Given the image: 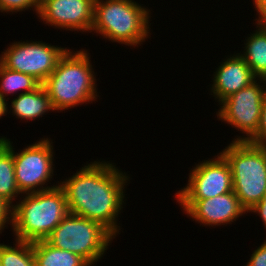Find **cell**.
<instances>
[{
    "label": "cell",
    "instance_id": "1",
    "mask_svg": "<svg viewBox=\"0 0 266 266\" xmlns=\"http://www.w3.org/2000/svg\"><path fill=\"white\" fill-rule=\"evenodd\" d=\"M129 179L114 163L98 160L84 165L59 186L65 192L69 213L98 222L116 237Z\"/></svg>",
    "mask_w": 266,
    "mask_h": 266
},
{
    "label": "cell",
    "instance_id": "2",
    "mask_svg": "<svg viewBox=\"0 0 266 266\" xmlns=\"http://www.w3.org/2000/svg\"><path fill=\"white\" fill-rule=\"evenodd\" d=\"M86 49L67 50L52 74L42 83L55 111L97 101L96 74Z\"/></svg>",
    "mask_w": 266,
    "mask_h": 266
},
{
    "label": "cell",
    "instance_id": "3",
    "mask_svg": "<svg viewBox=\"0 0 266 266\" xmlns=\"http://www.w3.org/2000/svg\"><path fill=\"white\" fill-rule=\"evenodd\" d=\"M20 196L23 197L12 206V232L17 240H45L69 213L60 186Z\"/></svg>",
    "mask_w": 266,
    "mask_h": 266
},
{
    "label": "cell",
    "instance_id": "4",
    "mask_svg": "<svg viewBox=\"0 0 266 266\" xmlns=\"http://www.w3.org/2000/svg\"><path fill=\"white\" fill-rule=\"evenodd\" d=\"M134 0H95L94 31L111 42L137 47L150 36V10Z\"/></svg>",
    "mask_w": 266,
    "mask_h": 266
},
{
    "label": "cell",
    "instance_id": "5",
    "mask_svg": "<svg viewBox=\"0 0 266 266\" xmlns=\"http://www.w3.org/2000/svg\"><path fill=\"white\" fill-rule=\"evenodd\" d=\"M220 154L230 166L233 192L241 206L250 210L266 193V146L231 141Z\"/></svg>",
    "mask_w": 266,
    "mask_h": 266
},
{
    "label": "cell",
    "instance_id": "6",
    "mask_svg": "<svg viewBox=\"0 0 266 266\" xmlns=\"http://www.w3.org/2000/svg\"><path fill=\"white\" fill-rule=\"evenodd\" d=\"M115 237L101 224L68 213L45 239L55 248L84 258L91 266L103 258Z\"/></svg>",
    "mask_w": 266,
    "mask_h": 266
},
{
    "label": "cell",
    "instance_id": "7",
    "mask_svg": "<svg viewBox=\"0 0 266 266\" xmlns=\"http://www.w3.org/2000/svg\"><path fill=\"white\" fill-rule=\"evenodd\" d=\"M0 140L13 152L15 180L21 195L59 186V182L58 185L47 186V182L51 181L54 175L53 154L55 153L51 139L42 138L23 148L19 153L13 150L15 148L10 139L2 136Z\"/></svg>",
    "mask_w": 266,
    "mask_h": 266
},
{
    "label": "cell",
    "instance_id": "8",
    "mask_svg": "<svg viewBox=\"0 0 266 266\" xmlns=\"http://www.w3.org/2000/svg\"><path fill=\"white\" fill-rule=\"evenodd\" d=\"M265 92L266 79L257 78L218 104L220 109L216 112L217 118L245 134L232 141H249L257 133Z\"/></svg>",
    "mask_w": 266,
    "mask_h": 266
},
{
    "label": "cell",
    "instance_id": "9",
    "mask_svg": "<svg viewBox=\"0 0 266 266\" xmlns=\"http://www.w3.org/2000/svg\"><path fill=\"white\" fill-rule=\"evenodd\" d=\"M67 50L43 41H15L2 52L0 63L10 70L32 76L42 84Z\"/></svg>",
    "mask_w": 266,
    "mask_h": 266
},
{
    "label": "cell",
    "instance_id": "10",
    "mask_svg": "<svg viewBox=\"0 0 266 266\" xmlns=\"http://www.w3.org/2000/svg\"><path fill=\"white\" fill-rule=\"evenodd\" d=\"M215 157L190 169L188 183L175 193L177 200L207 199L233 191L228 162L220 153Z\"/></svg>",
    "mask_w": 266,
    "mask_h": 266
},
{
    "label": "cell",
    "instance_id": "11",
    "mask_svg": "<svg viewBox=\"0 0 266 266\" xmlns=\"http://www.w3.org/2000/svg\"><path fill=\"white\" fill-rule=\"evenodd\" d=\"M187 217L204 226L232 224L247 211L241 206L235 193L228 192L213 198L200 200H176Z\"/></svg>",
    "mask_w": 266,
    "mask_h": 266
},
{
    "label": "cell",
    "instance_id": "12",
    "mask_svg": "<svg viewBox=\"0 0 266 266\" xmlns=\"http://www.w3.org/2000/svg\"><path fill=\"white\" fill-rule=\"evenodd\" d=\"M95 0H48L37 17L48 26L91 32Z\"/></svg>",
    "mask_w": 266,
    "mask_h": 266
},
{
    "label": "cell",
    "instance_id": "13",
    "mask_svg": "<svg viewBox=\"0 0 266 266\" xmlns=\"http://www.w3.org/2000/svg\"><path fill=\"white\" fill-rule=\"evenodd\" d=\"M256 79L257 77L239 53L227 56L222 63L220 62L213 74V84L209 95H213L214 99H218L217 102L220 103Z\"/></svg>",
    "mask_w": 266,
    "mask_h": 266
},
{
    "label": "cell",
    "instance_id": "14",
    "mask_svg": "<svg viewBox=\"0 0 266 266\" xmlns=\"http://www.w3.org/2000/svg\"><path fill=\"white\" fill-rule=\"evenodd\" d=\"M18 94L9 105L16 118L34 121L44 117L43 115L49 111H55L42 84L33 91Z\"/></svg>",
    "mask_w": 266,
    "mask_h": 266
},
{
    "label": "cell",
    "instance_id": "15",
    "mask_svg": "<svg viewBox=\"0 0 266 266\" xmlns=\"http://www.w3.org/2000/svg\"><path fill=\"white\" fill-rule=\"evenodd\" d=\"M255 33L245 38L243 53L239 55L251 68L257 78L266 79V25L257 24Z\"/></svg>",
    "mask_w": 266,
    "mask_h": 266
},
{
    "label": "cell",
    "instance_id": "16",
    "mask_svg": "<svg viewBox=\"0 0 266 266\" xmlns=\"http://www.w3.org/2000/svg\"><path fill=\"white\" fill-rule=\"evenodd\" d=\"M33 255L35 266H91L81 256L55 248L46 240L33 242Z\"/></svg>",
    "mask_w": 266,
    "mask_h": 266
},
{
    "label": "cell",
    "instance_id": "17",
    "mask_svg": "<svg viewBox=\"0 0 266 266\" xmlns=\"http://www.w3.org/2000/svg\"><path fill=\"white\" fill-rule=\"evenodd\" d=\"M20 194L15 180L13 152L0 140V197L13 206Z\"/></svg>",
    "mask_w": 266,
    "mask_h": 266
},
{
    "label": "cell",
    "instance_id": "18",
    "mask_svg": "<svg viewBox=\"0 0 266 266\" xmlns=\"http://www.w3.org/2000/svg\"><path fill=\"white\" fill-rule=\"evenodd\" d=\"M40 85L41 83L34 77L10 70L0 63V95L5 100L9 101V98H6L8 94L13 96L14 93L21 90V93L30 92L37 89Z\"/></svg>",
    "mask_w": 266,
    "mask_h": 266
},
{
    "label": "cell",
    "instance_id": "19",
    "mask_svg": "<svg viewBox=\"0 0 266 266\" xmlns=\"http://www.w3.org/2000/svg\"><path fill=\"white\" fill-rule=\"evenodd\" d=\"M15 246L0 243L2 266H35L33 242L15 239Z\"/></svg>",
    "mask_w": 266,
    "mask_h": 266
},
{
    "label": "cell",
    "instance_id": "20",
    "mask_svg": "<svg viewBox=\"0 0 266 266\" xmlns=\"http://www.w3.org/2000/svg\"><path fill=\"white\" fill-rule=\"evenodd\" d=\"M31 8L36 12V15H38V10L34 7L31 0H0V12L2 13H17L28 9L31 10Z\"/></svg>",
    "mask_w": 266,
    "mask_h": 266
},
{
    "label": "cell",
    "instance_id": "21",
    "mask_svg": "<svg viewBox=\"0 0 266 266\" xmlns=\"http://www.w3.org/2000/svg\"><path fill=\"white\" fill-rule=\"evenodd\" d=\"M248 142L259 146H266V92L262 102L258 131Z\"/></svg>",
    "mask_w": 266,
    "mask_h": 266
},
{
    "label": "cell",
    "instance_id": "22",
    "mask_svg": "<svg viewBox=\"0 0 266 266\" xmlns=\"http://www.w3.org/2000/svg\"><path fill=\"white\" fill-rule=\"evenodd\" d=\"M6 224L12 227V206L0 197V234L7 228Z\"/></svg>",
    "mask_w": 266,
    "mask_h": 266
},
{
    "label": "cell",
    "instance_id": "23",
    "mask_svg": "<svg viewBox=\"0 0 266 266\" xmlns=\"http://www.w3.org/2000/svg\"><path fill=\"white\" fill-rule=\"evenodd\" d=\"M245 266H266V240L253 251Z\"/></svg>",
    "mask_w": 266,
    "mask_h": 266
},
{
    "label": "cell",
    "instance_id": "24",
    "mask_svg": "<svg viewBox=\"0 0 266 266\" xmlns=\"http://www.w3.org/2000/svg\"><path fill=\"white\" fill-rule=\"evenodd\" d=\"M248 212L257 214V216L259 215L260 218L262 219L264 227L266 228V193L256 205H254L250 210L247 211V213Z\"/></svg>",
    "mask_w": 266,
    "mask_h": 266
},
{
    "label": "cell",
    "instance_id": "25",
    "mask_svg": "<svg viewBox=\"0 0 266 266\" xmlns=\"http://www.w3.org/2000/svg\"><path fill=\"white\" fill-rule=\"evenodd\" d=\"M255 10L257 11L258 18H256V24L266 25V0H253Z\"/></svg>",
    "mask_w": 266,
    "mask_h": 266
},
{
    "label": "cell",
    "instance_id": "26",
    "mask_svg": "<svg viewBox=\"0 0 266 266\" xmlns=\"http://www.w3.org/2000/svg\"><path fill=\"white\" fill-rule=\"evenodd\" d=\"M8 103L7 100H5L1 95H0V118L2 116H5L8 112Z\"/></svg>",
    "mask_w": 266,
    "mask_h": 266
},
{
    "label": "cell",
    "instance_id": "27",
    "mask_svg": "<svg viewBox=\"0 0 266 266\" xmlns=\"http://www.w3.org/2000/svg\"><path fill=\"white\" fill-rule=\"evenodd\" d=\"M34 7L39 10L48 0H31Z\"/></svg>",
    "mask_w": 266,
    "mask_h": 266
}]
</instances>
